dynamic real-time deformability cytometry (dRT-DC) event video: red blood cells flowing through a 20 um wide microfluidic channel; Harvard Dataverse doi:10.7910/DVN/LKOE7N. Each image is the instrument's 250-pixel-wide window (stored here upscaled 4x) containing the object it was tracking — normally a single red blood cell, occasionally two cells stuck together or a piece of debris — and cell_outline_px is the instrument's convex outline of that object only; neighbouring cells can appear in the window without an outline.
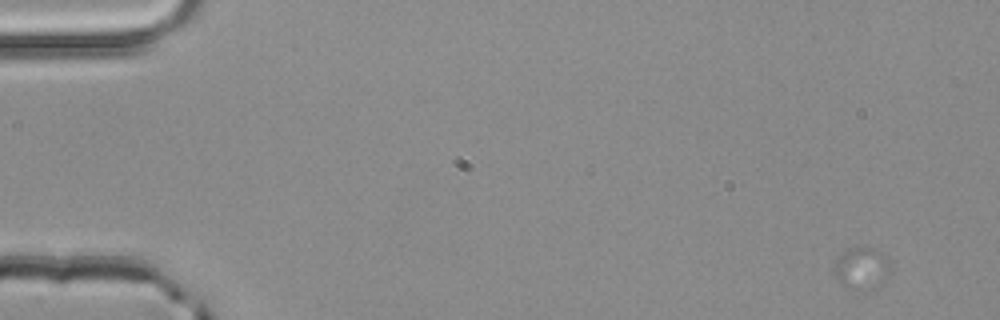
{"species": "common noctule bat (a hibernating species)", "species_latin": "Nyctalus noctula", "temperature_condition": "room temperature", "stored_images_in_passage": 23, "camera_frame_rate_fps": 3000, "um_per_image_px": 0.085, "animal": {"sex": "male", "body_mass_g": 20.4}, "frame": {"image": 1, "passage_image": 1, "time_ms": 0.0, "image_size_px": [1000, 320], "cell_outline_px": [[888, 276], [880, 288], [848, 288], [836, 276], [832, 268], [832, 264], [840, 252], [844, 248], [852, 244], [856, 244], [876, 248], [884, 256], [888, 264]], "centroid_in_image_um": [73.18, 22.71], "position_along_channel_um": 11.8, "area_um2": 14.16}}